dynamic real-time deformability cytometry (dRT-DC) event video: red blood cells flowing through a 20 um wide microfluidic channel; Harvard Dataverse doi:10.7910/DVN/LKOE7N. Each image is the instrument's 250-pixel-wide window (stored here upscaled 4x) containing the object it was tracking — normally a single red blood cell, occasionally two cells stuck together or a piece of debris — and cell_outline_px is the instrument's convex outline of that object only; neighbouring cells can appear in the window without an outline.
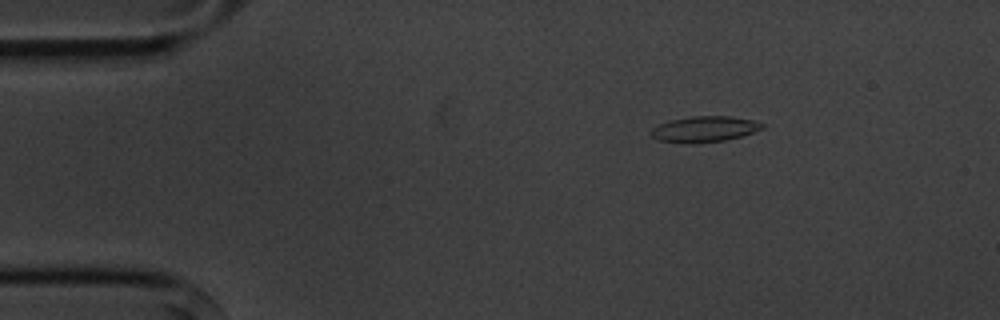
{"species": "common noctule bat (a hibernating species)", "species_latin": "Nyctalus noctula", "temperature_condition": "cold", "stored_images_in_passage": 4, "segment_of_instrument_passage": [1, 2], "camera_frame_rate_fps": 3000, "um_per_image_px": 0.085, "animal": {"sex": "male", "body_mass_g": 20.1, "forearm_length_mm": 53.5}, "frame": {"image": 1, "passage_image": 1, "time_ms": 0.0, "image_size_px": [1000, 320], "cell_outline_px": [[764, 128], [740, 136], [724, 140], [660, 140], [652, 136], [652, 128], [660, 124], [672, 120], [692, 116], [728, 116], [752, 120], [764, 124]], "centroid_in_image_um": [59.95, 10.91], "position_along_channel_um": 25.1, "area_um2": 15.43}}